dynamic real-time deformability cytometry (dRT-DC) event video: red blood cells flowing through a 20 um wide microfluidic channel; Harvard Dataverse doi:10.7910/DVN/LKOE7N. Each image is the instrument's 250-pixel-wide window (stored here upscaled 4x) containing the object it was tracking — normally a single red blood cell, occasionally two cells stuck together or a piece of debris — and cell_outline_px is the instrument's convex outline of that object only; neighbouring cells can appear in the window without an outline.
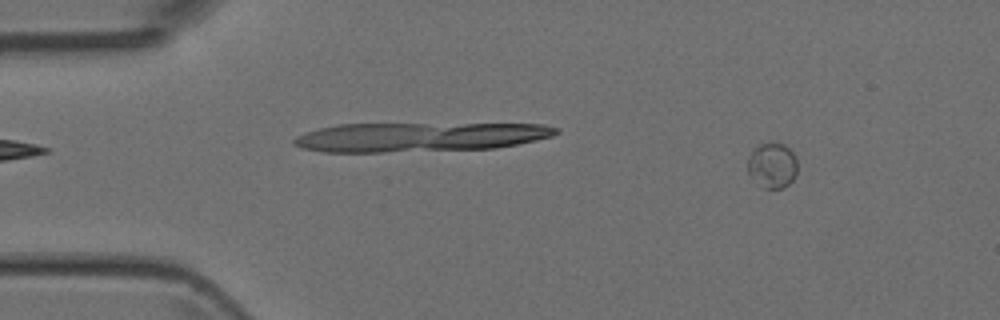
{"species": "Egyptian fruit bat (a non-hibernating species)", "species_latin": "Rousettus aegyptiacus", "temperature_condition": "room temperature", "stored_images_in_passage": 7, "camera_frame_rate_fps": 3000, "um_per_image_px": 0.085, "animal": {"sex": "female"}, "frame": {"image": 1, "passage_image": 1, "time_ms": 0.0, "image_size_px": [1000, 320], "cell_outline_px": [[796, 176], [784, 188], [764, 188], [748, 172], [748, 156], [760, 144], [768, 140], [776, 140], [784, 144], [796, 156]], "centroid_in_image_um": [65.66, 14.0], "position_along_channel_um": 19.3, "area_um2": 13.24}}
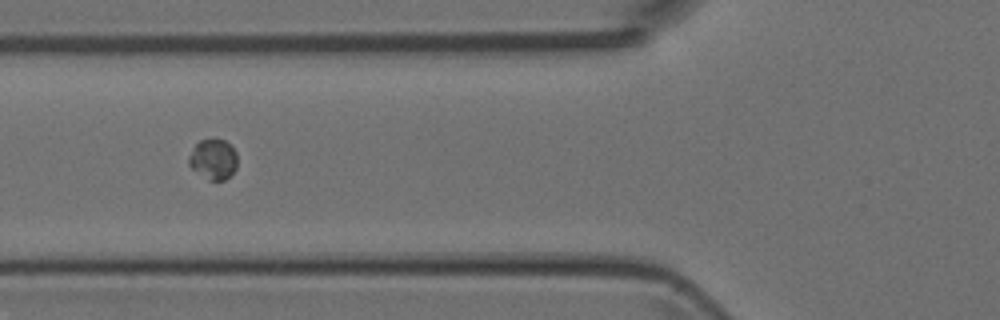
{"frame": {"image": 2, "passage_image": 4, "time_ms": 4.333, "image_size_px": [1000, 320], "cell_outline_px": [[236, 168], [224, 180], [208, 180], [192, 168], [188, 164], [188, 156], [192, 148], [200, 140], [224, 140], [236, 152]], "centroid_in_image_um": [18.1, 13.54], "position_along_channel_um": 107.7, "area_um2": 11.16}}
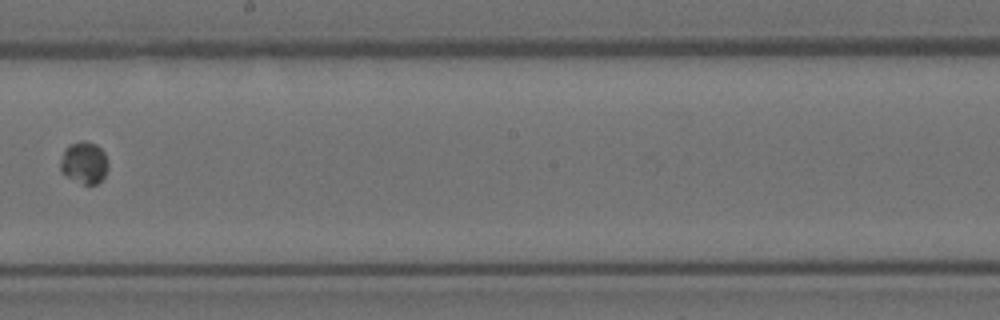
{"frame": {"image": 3, "passage_image": 7, "time_ms": 7.667, "image_size_px": [1000, 320], "cell_outline_px": [[108, 168], [104, 176], [96, 184], [84, 184], [64, 176], [60, 172], [60, 160], [64, 148], [72, 144], [84, 140], [96, 144], [104, 152], [108, 164]], "centroid_in_image_um": [7.12, 13.83], "position_along_channel_um": 241.1, "area_um2": 11.73}}